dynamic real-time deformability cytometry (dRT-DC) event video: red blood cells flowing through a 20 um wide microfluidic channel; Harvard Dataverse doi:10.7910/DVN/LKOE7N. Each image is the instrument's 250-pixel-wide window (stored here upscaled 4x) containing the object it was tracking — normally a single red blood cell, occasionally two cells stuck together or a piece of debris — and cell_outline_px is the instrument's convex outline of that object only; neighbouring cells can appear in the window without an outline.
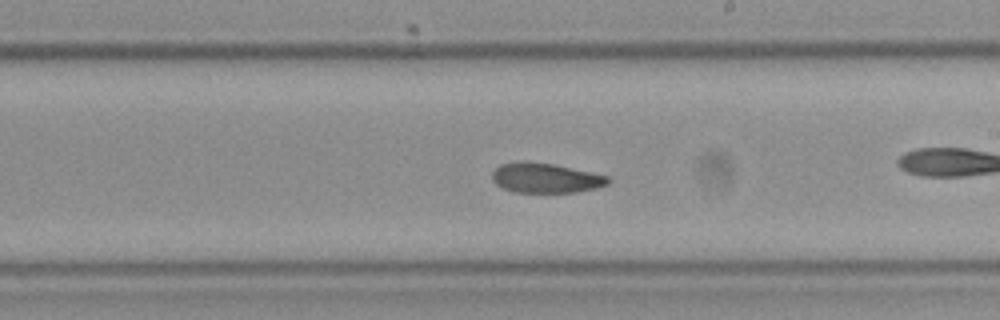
{"species": "Egyptian fruit bat (a non-hibernating species)", "species_latin": "Rousettus aegyptiacus", "temperature_condition": "cold", "stored_images_in_passage": 58, "camera_frame_rate_fps": 3000, "um_per_image_px": 0.085, "frame": {"image": 1, "passage_image": 34, "time_ms": 11.0, "image_size_px": [1000, 320], "cell_outline_px": [[612, 180], [608, 184], [596, 188], [576, 192], [512, 192], [496, 184], [492, 180], [492, 172], [500, 164], [552, 164], [592, 172], [608, 176]], "centroid_in_image_um": [46.44, 15.17], "position_along_channel_um": 242.6, "area_um2": 19.48}, "authors_computed_cell_mechanics": {"area_um2": 21.097, "velocity_mm_per_s": 3.5736, "shape_relaxation_time_tau1_ms": 4.0037, "shape_relaxation_time_tau2_ms": 4.8759, "deformation_change_tau1": 0.1305, "deformation_change_tau2": 0.0915}}